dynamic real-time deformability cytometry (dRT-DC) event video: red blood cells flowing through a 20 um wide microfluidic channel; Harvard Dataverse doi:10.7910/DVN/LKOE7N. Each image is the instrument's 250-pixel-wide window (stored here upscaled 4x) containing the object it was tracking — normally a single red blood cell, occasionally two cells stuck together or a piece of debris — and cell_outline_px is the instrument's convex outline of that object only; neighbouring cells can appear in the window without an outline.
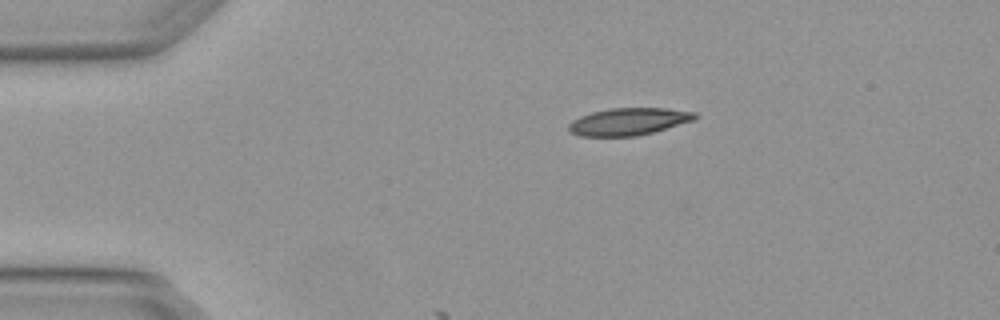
{"species": "Egyptian fruit bat (a non-hibernating species)", "species_latin": "Rousettus aegyptiacus", "temperature_condition": "warm", "stored_images_in_passage": 5, "camera_frame_rate_fps": 3000, "um_per_image_px": 0.085, "animal": {"sex": "female"}, "frame": {"image": 1, "passage_image": 1, "time_ms": 0.0, "image_size_px": [1000, 320], "cell_outline_px": [[696, 120], [652, 132], [636, 136], [580, 136], [572, 132], [568, 128], [568, 124], [572, 120], [580, 116], [592, 112], [608, 108], [664, 108], [696, 112]], "centroid_in_image_um": [53.43, 10.33], "position_along_channel_um": 31.6, "area_um2": 20.0}}
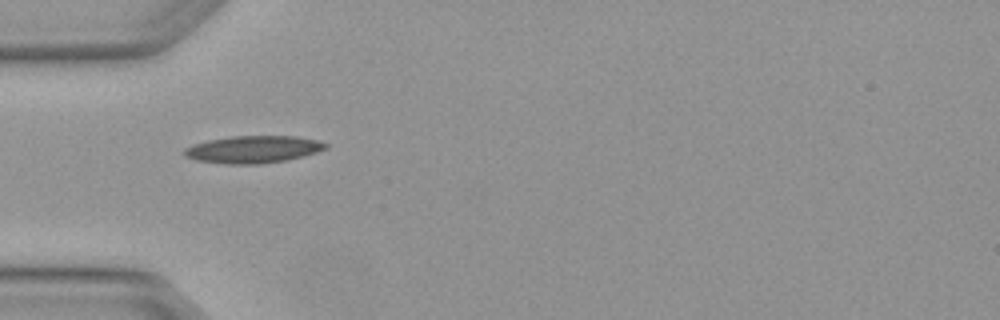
{"frame": {"image": 2, "passage_image": 2, "time_ms": 0.333, "image_size_px": [1000, 320], "cell_outline_px": [[328, 148], [304, 156], [288, 160], [260, 164], [224, 164], [196, 160], [184, 156], [180, 152], [184, 148], [192, 144], [208, 140], [232, 136], [296, 136], [316, 140], [328, 144]], "centroid_in_image_um": [21.48, 12.7], "position_along_channel_um": 63.5, "area_um2": 22.72}}
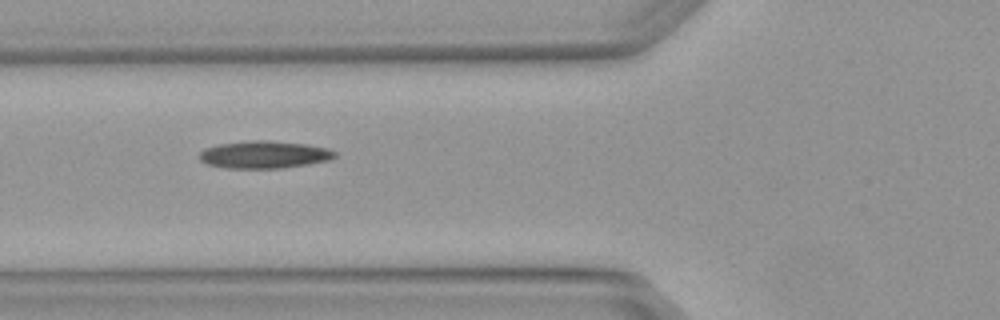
{"frame": {"image": 3, "passage_image": 3, "time_ms": 0.667, "image_size_px": [1000, 320], "cell_outline_px": [[336, 156], [328, 160], [308, 164], [284, 168], [224, 168], [208, 164], [200, 160], [200, 152], [204, 148], [220, 144], [252, 140], [268, 140], [304, 144], [328, 148], [336, 152]], "centroid_in_image_um": [22.45, 13.14], "position_along_channel_um": 103.3, "area_um2": 21.56}}